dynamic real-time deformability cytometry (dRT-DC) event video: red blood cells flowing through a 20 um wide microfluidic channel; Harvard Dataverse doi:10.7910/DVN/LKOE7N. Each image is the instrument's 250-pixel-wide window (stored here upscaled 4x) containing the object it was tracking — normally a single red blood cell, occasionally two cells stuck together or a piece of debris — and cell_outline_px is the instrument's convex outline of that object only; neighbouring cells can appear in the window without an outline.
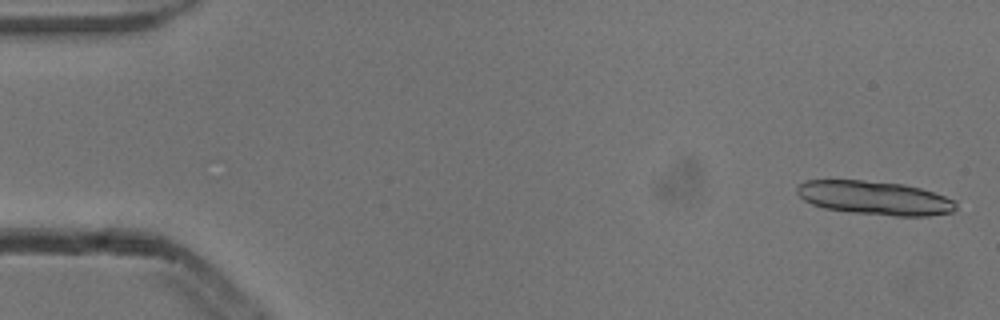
{"species": "common noctule bat (a hibernating species)", "species_latin": "Nyctalus noctula", "temperature_condition": "cold", "stored_images_in_passage": 4, "camera_frame_rate_fps": 3000, "um_per_image_px": 0.085, "animal": {"sex": "male", "body_mass_g": 13.3}, "frame": {"image": 1, "passage_image": 1, "time_ms": 0.0, "image_size_px": [1000, 320], "cell_outline_px": [[956, 208], [952, 212], [928, 216], [892, 216], [852, 212], [824, 208], [812, 204], [804, 200], [796, 192], [796, 188], [804, 180], [864, 180], [904, 184], [920, 188], [956, 200]], "centroid_in_image_um": [74.35, 16.82], "position_along_channel_um": 10.6, "area_um2": 31.33}}